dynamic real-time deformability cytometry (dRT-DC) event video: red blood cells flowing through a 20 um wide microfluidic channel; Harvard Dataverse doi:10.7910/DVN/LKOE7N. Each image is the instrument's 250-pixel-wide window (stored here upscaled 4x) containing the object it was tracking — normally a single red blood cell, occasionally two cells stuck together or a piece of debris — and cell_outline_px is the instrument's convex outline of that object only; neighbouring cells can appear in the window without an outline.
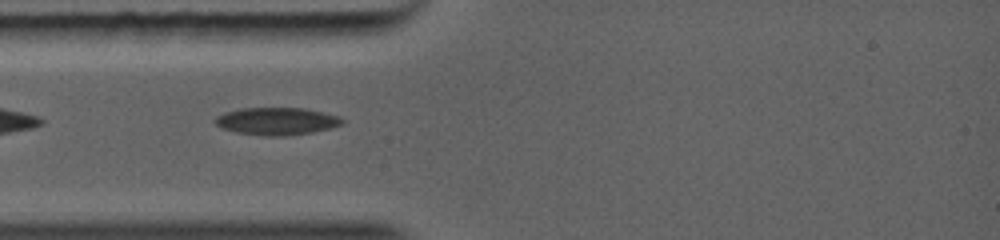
{"species": "common noctule bat (a hibernating species)", "species_latin": "Nyctalus noctula", "temperature_condition": "warm", "stored_images_in_passage": 16, "camera_frame_rate_fps": 5000, "um_per_image_px": 0.085, "animal": {"sex": "female", "body_mass_g": 19.0, "forearm_length_mm": 56.7}, "frame": {"image": 1, "passage_image": 1, "time_ms": 0.0, "image_size_px": [1000, 240], "cell_outline_px": [[344, 124], [332, 128], [312, 132], [284, 136], [268, 136], [236, 132], [220, 128], [216, 124], [216, 116], [224, 112], [240, 108], [304, 108], [340, 116], [344, 120]], "centroid_in_image_um": [23.54, 10.3], "position_along_channel_um": 61.5, "area_um2": 20.4}}